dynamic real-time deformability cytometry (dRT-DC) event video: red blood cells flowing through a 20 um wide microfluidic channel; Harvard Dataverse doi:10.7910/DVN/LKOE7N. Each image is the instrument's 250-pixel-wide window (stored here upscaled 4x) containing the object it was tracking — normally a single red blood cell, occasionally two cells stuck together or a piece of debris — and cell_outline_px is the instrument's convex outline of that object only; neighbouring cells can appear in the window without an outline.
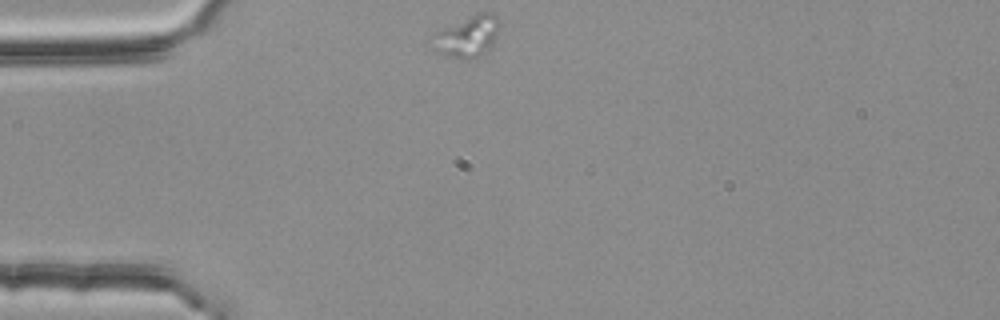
{"species": "common noctule bat (a hibernating species)", "species_latin": "Nyctalus noctula", "temperature_condition": "room temperature", "stored_images_in_passage": 33, "camera_frame_rate_fps": 3000, "um_per_image_px": 0.085, "animal": {"sex": "female", "body_mass_g": 25.1}, "frame": {"image": 1, "passage_image": 1, "time_ms": 0.0, "image_size_px": [1000, 320], "cell_outline_px": [[504, 24], [488, 48], [476, 56], [468, 60], [460, 60], [448, 56], [432, 48], [436, 32], [476, 12], [492, 12]], "centroid_in_image_um": [39.79, 3.06], "position_along_channel_um": 45.2, "area_um2": 16.07}}